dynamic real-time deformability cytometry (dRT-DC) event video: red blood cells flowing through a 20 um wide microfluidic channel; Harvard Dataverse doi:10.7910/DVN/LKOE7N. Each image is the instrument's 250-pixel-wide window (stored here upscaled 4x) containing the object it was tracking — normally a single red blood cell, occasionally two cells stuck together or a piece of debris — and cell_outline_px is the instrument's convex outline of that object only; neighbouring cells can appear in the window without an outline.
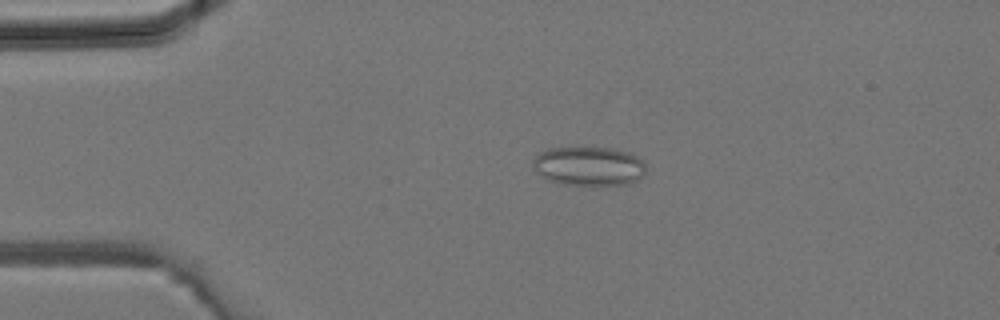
{"species": "common noctule bat (a hibernating species)", "species_latin": "Nyctalus noctula", "temperature_condition": "room temperature", "stored_images_in_passage": 3, "camera_frame_rate_fps": 3000, "um_per_image_px": 0.085, "animal": {"sex": "male", "body_mass_g": 19.2, "forearm_length_mm": 51.8}, "frame": {"image": 1, "passage_image": 2, "time_ms": 0.333, "image_size_px": [1000, 320], "cell_outline_px": [[648, 168], [636, 180], [628, 184], [564, 184], [552, 180], [536, 172], [532, 168], [532, 160], [540, 152], [548, 148], [612, 148], [628, 152], [644, 160]], "centroid_in_image_um": [50.07, 14.1], "position_along_channel_um": 34.9, "area_um2": 25.49}}